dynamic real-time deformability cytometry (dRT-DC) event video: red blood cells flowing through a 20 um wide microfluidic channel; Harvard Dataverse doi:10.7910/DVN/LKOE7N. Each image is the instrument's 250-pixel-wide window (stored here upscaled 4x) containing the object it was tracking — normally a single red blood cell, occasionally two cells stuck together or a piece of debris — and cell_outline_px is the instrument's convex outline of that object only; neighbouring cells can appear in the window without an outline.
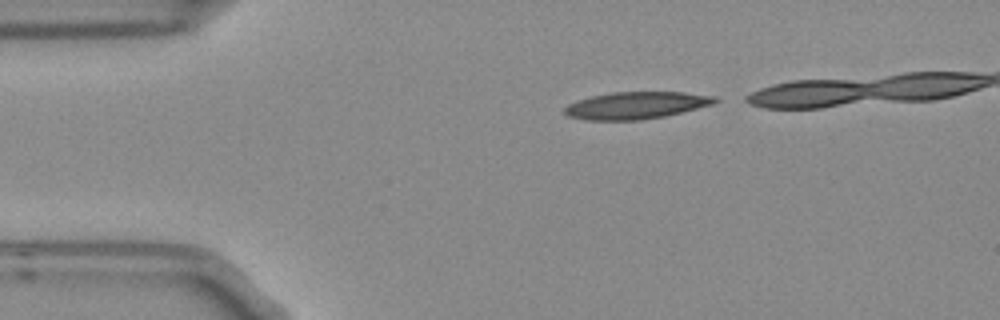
{"species": "Egyptian fruit bat (a non-hibernating species)", "species_latin": "Rousettus aegyptiacus", "temperature_condition": "room temperature", "stored_images_in_passage": 4, "camera_frame_rate_fps": 3000, "um_per_image_px": 0.085, "frame": {"image": 1, "passage_image": 1, "time_ms": 0.0, "image_size_px": [1000, 320], "cell_outline_px": [[720, 100], [712, 104], [664, 116], [640, 120], [584, 120], [568, 116], [564, 112], [564, 108], [568, 104], [592, 96], [612, 92], [684, 92], [716, 96]], "centroid_in_image_um": [54.07, 8.95], "position_along_channel_um": 30.9, "area_um2": 23.58}}